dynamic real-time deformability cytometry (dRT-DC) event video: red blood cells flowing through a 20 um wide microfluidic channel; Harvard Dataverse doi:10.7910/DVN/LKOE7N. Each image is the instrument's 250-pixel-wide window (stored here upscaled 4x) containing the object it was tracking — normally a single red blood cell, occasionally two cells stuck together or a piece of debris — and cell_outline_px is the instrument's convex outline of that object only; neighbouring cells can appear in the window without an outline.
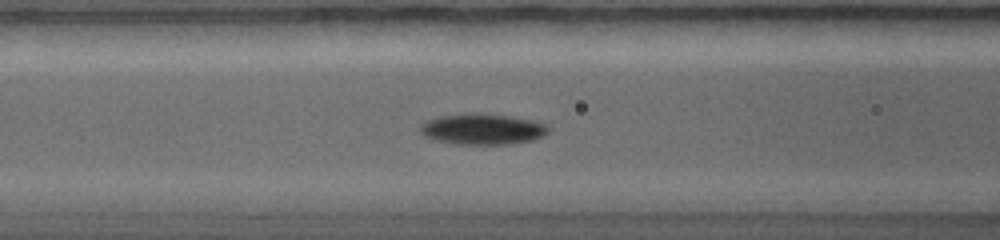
{"species": "common noctule bat (a hibernating species)", "species_latin": "Nyctalus noctula", "temperature_condition": "warm", "stored_images_in_passage": 7, "camera_frame_rate_fps": 5000, "um_per_image_px": 0.085, "animal": {"sex": "female", "body_mass_g": 19.0, "forearm_length_mm": 56.7}, "frame": {"image": 1, "passage_image": 4, "time_ms": 1.6, "image_size_px": [1000, 240], "cell_outline_px": [[548, 132], [532, 140], [512, 144], [456, 144], [436, 140], [424, 136], [420, 132], [420, 124], [436, 116], [464, 112], [484, 112], [532, 120], [548, 124]], "centroid_in_image_um": [40.97, 10.95], "position_along_channel_um": 125.6, "area_um2": 23.41}}
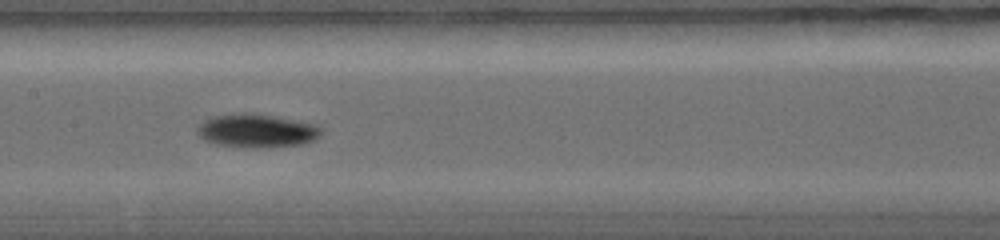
{"frame": {"image": 2, "passage_image": 6, "time_ms": 2.8, "image_size_px": [1000, 240], "cell_outline_px": [[324, 132], [312, 140], [304, 144], [256, 148], [216, 144], [204, 140], [196, 132], [196, 128], [204, 120], [212, 116], [244, 112], [272, 116], [316, 124]], "centroid_in_image_um": [21.79, 11.11], "position_along_channel_um": 185.6, "area_um2": 24.04}}
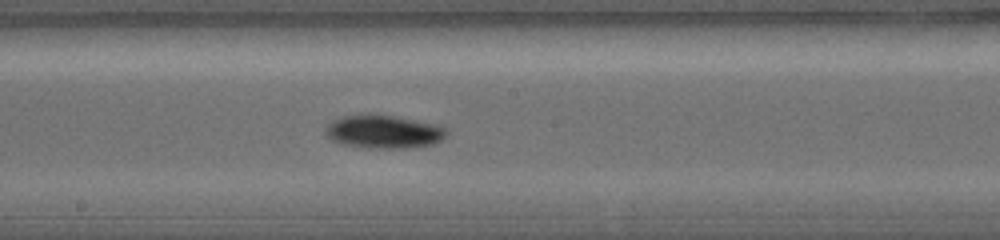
{"frame": {"image": 3, "passage_image": 7, "time_ms": 3.4, "image_size_px": [1000, 240], "cell_outline_px": [[448, 132], [440, 140], [432, 144], [408, 148], [376, 148], [344, 144], [332, 140], [324, 132], [324, 128], [332, 120], [344, 116], [364, 112], [392, 116], [436, 124], [448, 128]], "centroid_in_image_um": [32.58, 11.17], "position_along_channel_um": 215.6, "area_um2": 23.52}}